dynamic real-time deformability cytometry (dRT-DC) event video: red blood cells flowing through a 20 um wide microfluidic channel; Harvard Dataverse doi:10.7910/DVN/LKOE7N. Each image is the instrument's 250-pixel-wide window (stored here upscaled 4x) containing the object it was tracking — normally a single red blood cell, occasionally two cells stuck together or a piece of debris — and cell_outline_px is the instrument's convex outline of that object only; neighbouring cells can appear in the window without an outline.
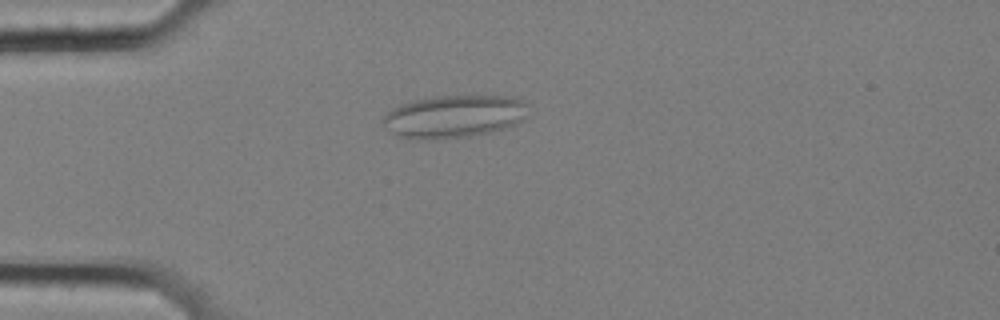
{"species": "common noctule bat (a hibernating species)", "species_latin": "Nyctalus noctula", "temperature_condition": "cold", "stored_images_in_passage": 58, "camera_frame_rate_fps": 3000, "um_per_image_px": 0.085, "animal": {"sex": "female", "body_mass_g": 25.1}, "frame": {"image": 1, "passage_image": 16, "time_ms": 5.0, "image_size_px": [1000, 320], "cell_outline_px": [[532, 112], [528, 116], [516, 124], [492, 132], [468, 136], [428, 140], [416, 140], [400, 136], [392, 132], [380, 120], [392, 108], [400, 104], [412, 100], [436, 96], [516, 96], [524, 100], [528, 104]], "centroid_in_image_um": [38.66, 9.88], "position_along_channel_um": 46.3, "area_um2": 36.7}}
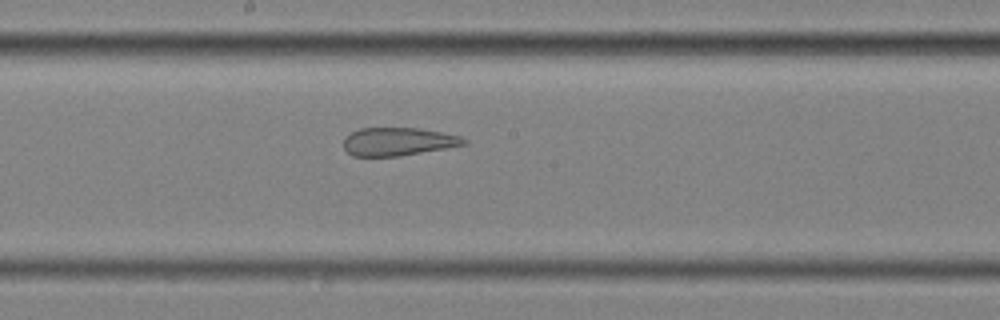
{"frame": {"image": 2, "passage_image": 32, "time_ms": 10.333, "image_size_px": [1000, 320], "cell_outline_px": [[468, 144], [448, 148], [400, 156], [352, 156], [344, 148], [344, 136], [360, 128], [420, 128], [460, 136], [468, 140]], "centroid_in_image_um": [33.85, 12.04], "position_along_channel_um": 214.3, "area_um2": 19.83}}
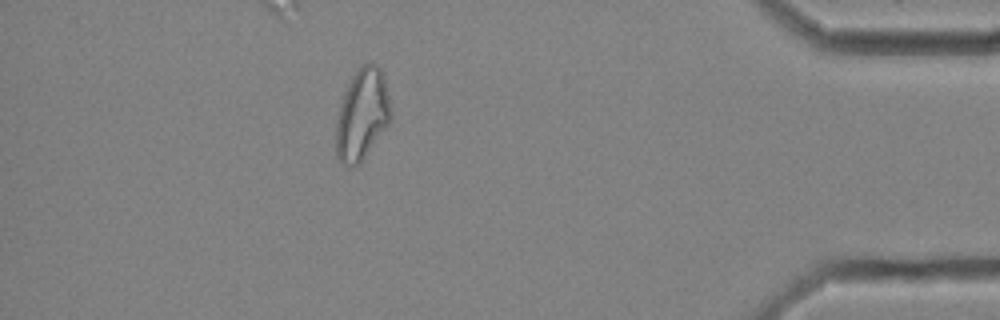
{"frame": {"image": 3, "passage_image": 52, "time_ms": 17.0, "image_size_px": [1000, 320], "cell_outline_px": [[392, 116], [388, 124], [360, 164], [348, 168], [340, 164], [336, 156], [336, 120], [348, 84], [352, 76], [364, 64], [376, 64], [380, 68], [384, 76], [392, 112]], "centroid_in_image_um": [30.78, 9.8], "position_along_channel_um": 404.4, "area_um2": 29.02}, "authors_computed_cell_mechanics": {"area_um2": 28.322, "velocity_mm_per_s": 3.4912, "shape_relaxation_time_tau1_ms": null, "shape_relaxation_time_tau2_ms": 2.7854, "deformation_change_tau1": null, "deformation_change_tau2": 0.1235}}